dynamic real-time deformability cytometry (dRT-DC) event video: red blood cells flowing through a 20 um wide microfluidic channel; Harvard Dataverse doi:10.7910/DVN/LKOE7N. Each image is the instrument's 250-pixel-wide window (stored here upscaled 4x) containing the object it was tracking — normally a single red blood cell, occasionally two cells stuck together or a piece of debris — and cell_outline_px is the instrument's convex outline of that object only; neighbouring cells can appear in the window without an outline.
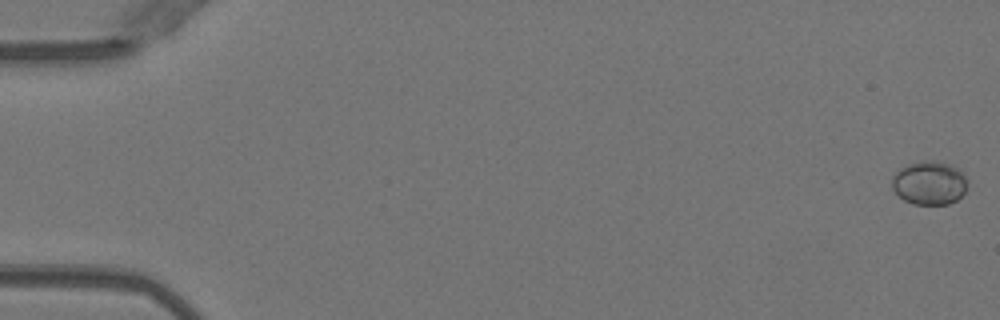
{"species": "Egyptian fruit bat (a non-hibernating species)", "species_latin": "Rousettus aegyptiacus", "temperature_condition": "warm", "stored_images_in_passage": 9, "camera_frame_rate_fps": 3000, "um_per_image_px": 0.085, "animal": {"sex": "female"}, "frame": {"image": 1, "passage_image": 1, "time_ms": 0.0, "image_size_px": [1000, 320], "cell_outline_px": [[968, 188], [956, 200], [948, 204], [912, 204], [904, 200], [892, 188], [892, 176], [900, 168], [908, 164], [920, 160], [940, 160], [952, 164], [960, 168], [964, 172], [968, 180]], "centroid_in_image_um": [79.04, 15.51], "position_along_channel_um": 6.0, "area_um2": 19.71}}